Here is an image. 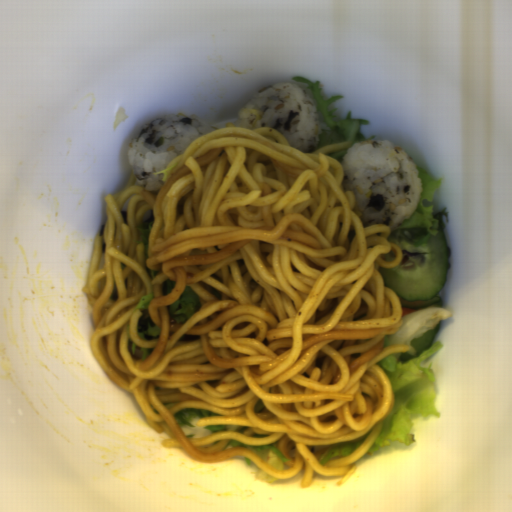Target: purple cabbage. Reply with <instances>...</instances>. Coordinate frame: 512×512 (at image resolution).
Masks as SVG:
<instances>
[{
    "instance_id": "obj_2",
    "label": "purple cabbage",
    "mask_w": 512,
    "mask_h": 512,
    "mask_svg": "<svg viewBox=\"0 0 512 512\" xmlns=\"http://www.w3.org/2000/svg\"><path fill=\"white\" fill-rule=\"evenodd\" d=\"M105 225H106V223H105V224H102V226H101V228H100L99 236L104 235Z\"/></svg>"
},
{
    "instance_id": "obj_1",
    "label": "purple cabbage",
    "mask_w": 512,
    "mask_h": 512,
    "mask_svg": "<svg viewBox=\"0 0 512 512\" xmlns=\"http://www.w3.org/2000/svg\"><path fill=\"white\" fill-rule=\"evenodd\" d=\"M125 225L128 226V210H120Z\"/></svg>"
}]
</instances>
